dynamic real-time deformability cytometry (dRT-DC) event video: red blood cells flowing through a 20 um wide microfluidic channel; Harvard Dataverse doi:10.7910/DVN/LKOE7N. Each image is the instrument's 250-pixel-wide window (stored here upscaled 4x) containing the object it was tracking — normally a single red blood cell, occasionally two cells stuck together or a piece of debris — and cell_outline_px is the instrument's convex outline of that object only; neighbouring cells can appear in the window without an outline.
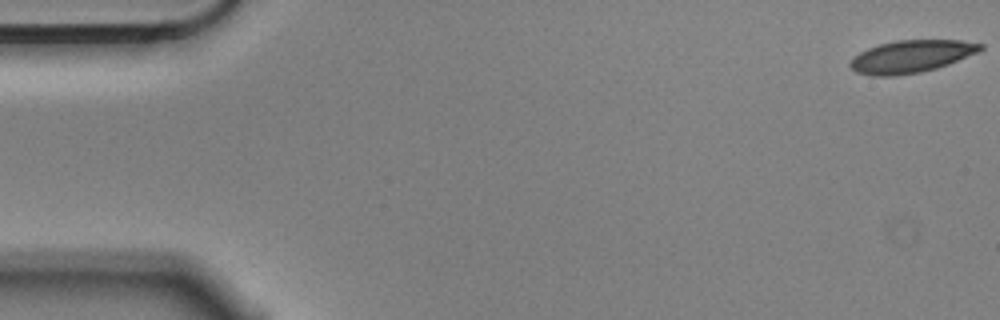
{"species": "Egyptian fruit bat (a non-hibernating species)", "species_latin": "Rousettus aegyptiacus", "temperature_condition": "cold", "stored_images_in_passage": 56, "camera_frame_rate_fps": 3000, "um_per_image_px": 0.085, "animal": {"sex": "male"}, "frame": {"image": 1, "passage_image": 1, "time_ms": 0.0, "image_size_px": [1000, 320], "cell_outline_px": [[984, 48], [980, 52], [948, 64], [936, 68], [920, 72], [896, 76], [872, 76], [856, 72], [848, 64], [860, 52], [868, 48], [880, 44], [896, 40], [960, 40], [984, 44]], "centroid_in_image_um": [77.49, 4.8], "position_along_channel_um": 7.5, "area_um2": 24.62}}
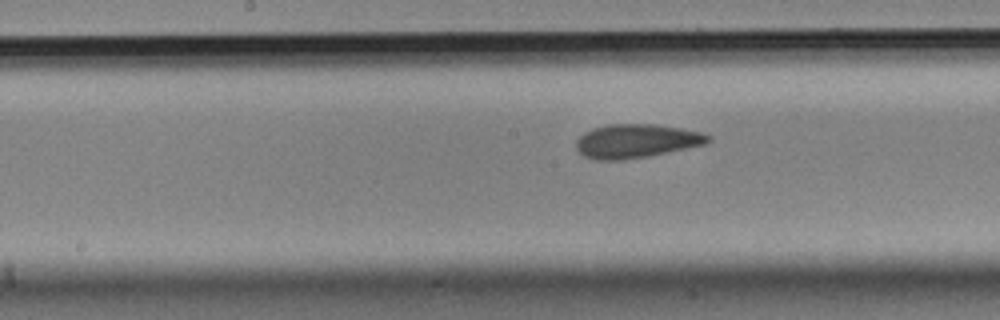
{"frame": {"image": 2, "passage_image": 28, "time_ms": 9.0, "image_size_px": [1000, 320], "cell_outline_px": [[712, 140], [708, 144], [648, 156], [624, 160], [596, 160], [584, 156], [576, 148], [576, 140], [584, 132], [592, 128], [608, 124], [652, 124], [680, 128], [700, 132], [712, 136]], "centroid_in_image_um": [54.1, 11.99], "position_along_channel_um": 194.1, "area_um2": 26.13}}
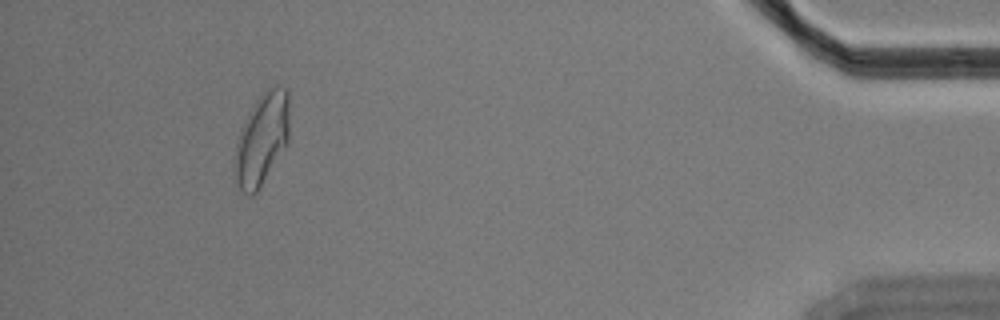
{"frame": {"image": 3, "passage_image": 52, "time_ms": 17.0, "image_size_px": [1000, 320], "cell_outline_px": [[288, 144], [256, 192], [252, 196], [248, 196], [240, 192], [232, 172], [236, 144], [240, 128], [244, 120], [256, 100], [268, 88], [276, 84], [284, 88], [288, 92]], "centroid_in_image_um": [22.22, 11.87], "position_along_channel_um": 413.0, "area_um2": 29.54}, "authors_computed_cell_mechanics": {"area_um2": 25.5765, "velocity_mm_per_s": 3.545, "shape_relaxation_time_tau1_ms": 8.134, "shape_relaxation_time_tau2_ms": 2.7684, "deformation_change_tau1": 0.1777, "deformation_change_tau2": 0.0838}}